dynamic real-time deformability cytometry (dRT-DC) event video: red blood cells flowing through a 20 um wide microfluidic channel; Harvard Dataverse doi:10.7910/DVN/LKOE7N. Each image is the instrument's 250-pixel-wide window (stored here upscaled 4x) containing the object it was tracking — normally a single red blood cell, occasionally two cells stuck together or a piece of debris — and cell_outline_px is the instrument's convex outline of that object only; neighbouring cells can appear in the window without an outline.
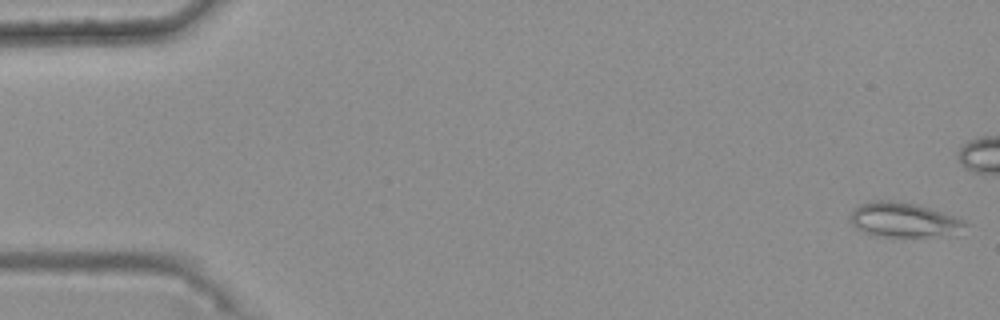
{"species": "common noctule bat (a hibernating species)", "species_latin": "Nyctalus noctula", "temperature_condition": "warm", "stored_images_in_passage": 17, "camera_frame_rate_fps": 3000, "um_per_image_px": 0.085, "animal": {"sex": "female", "body_mass_g": 25.1}, "frame": {"image": 1, "passage_image": 1, "time_ms": 0.0, "image_size_px": [1000, 320], "cell_outline_px": [[968, 224], [948, 236], [884, 236], [868, 232], [856, 228], [852, 224], [848, 216], [860, 204], [880, 200], [892, 200], [916, 204], [964, 220]], "centroid_in_image_um": [76.79, 18.68], "position_along_channel_um": 8.2, "area_um2": 22.54}}